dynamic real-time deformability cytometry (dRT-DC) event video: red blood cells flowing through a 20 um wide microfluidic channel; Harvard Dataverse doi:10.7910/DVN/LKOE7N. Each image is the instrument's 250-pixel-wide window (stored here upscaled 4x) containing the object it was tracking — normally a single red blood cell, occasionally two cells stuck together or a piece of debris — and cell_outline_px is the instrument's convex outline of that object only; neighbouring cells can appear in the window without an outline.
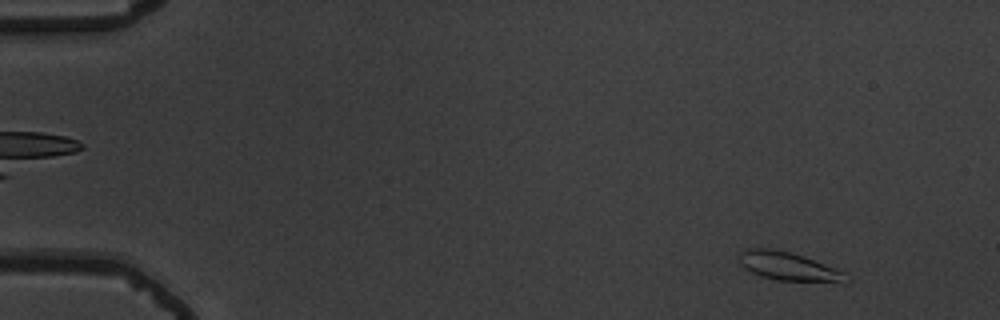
{"species": "common noctule bat (a hibernating species)", "species_latin": "Nyctalus noctula", "temperature_condition": "warm", "stored_images_in_passage": 53, "camera_frame_rate_fps": 3000, "um_per_image_px": 0.085, "animal": {"sex": "male", "body_mass_g": 19.5, "forearm_length_mm": 54.6}, "frame": {"image": 1, "passage_image": 4, "time_ms": 1.0, "image_size_px": [1000, 320], "cell_outline_px": [[844, 272], [840, 280], [776, 280], [760, 276], [744, 268], [740, 264], [740, 252], [748, 248], [776, 248], [804, 256]], "centroid_in_image_um": [66.81, 22.58], "position_along_channel_um": 18.2, "area_um2": 16.82}}
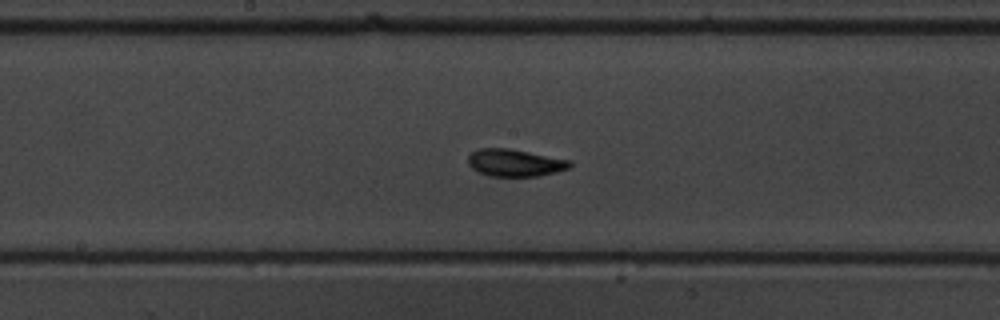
{"frame": {"image": 2, "passage_image": 28, "time_ms": 9.0, "image_size_px": [1000, 320], "cell_outline_px": [[572, 164], [568, 168], [556, 172], [540, 176], [488, 176], [472, 168], [468, 164], [468, 156], [472, 152], [480, 148], [508, 148], [572, 160]], "centroid_in_image_um": [43.78, 13.83], "position_along_channel_um": 204.4, "area_um2": 16.18}}
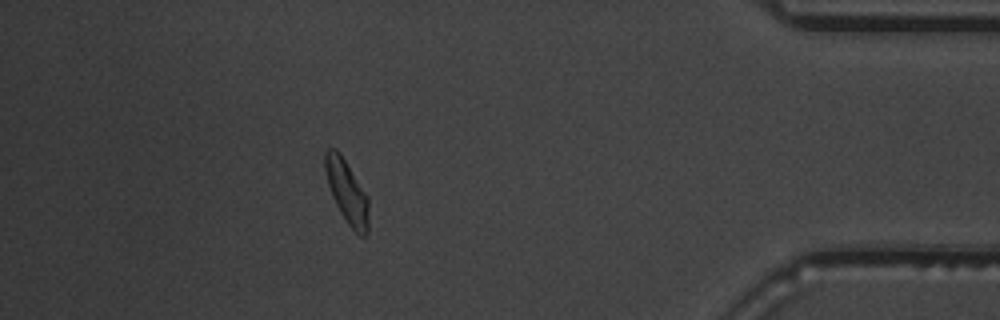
{"frame": {"image": 3, "passage_image": 47, "time_ms": 15.333, "image_size_px": [1000, 320], "cell_outline_px": [[368, 232], [364, 236], [360, 236], [348, 224], [340, 212], [332, 196], [324, 172], [324, 152], [328, 148], [336, 148], [340, 152], [368, 196]], "centroid_in_image_um": [29.47, 16.26], "position_along_channel_um": 405.7, "area_um2": 16.13}, "authors_computed_cell_mechanics": {"area_um2": 15.8372, "velocity_mm_per_s": 3.8212, "shape_relaxation_time_tau1_ms": 3.1655, "shape_relaxation_time_tau2_ms": 1.4503, "deformation_change_tau1": 0.1675, "deformation_change_tau2": 0.0666}}